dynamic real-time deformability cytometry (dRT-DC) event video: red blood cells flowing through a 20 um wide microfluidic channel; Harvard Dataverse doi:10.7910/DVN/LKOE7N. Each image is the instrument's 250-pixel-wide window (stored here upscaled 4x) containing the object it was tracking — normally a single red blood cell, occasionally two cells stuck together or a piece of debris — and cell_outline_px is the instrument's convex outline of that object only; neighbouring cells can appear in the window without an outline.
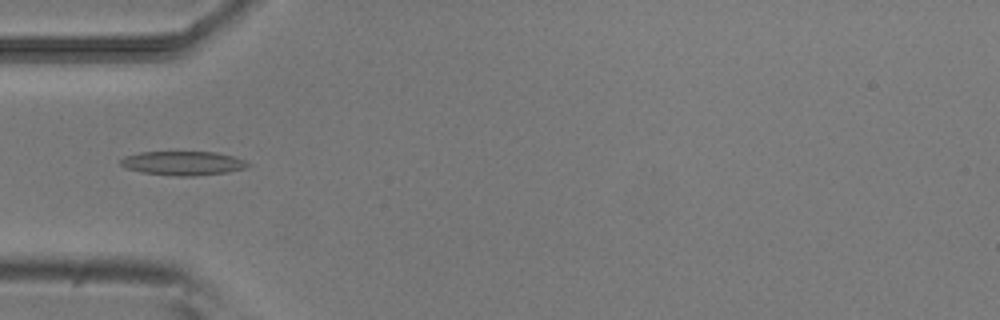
{"species": "common noctule bat (a hibernating species)", "species_latin": "Nyctalus noctula", "temperature_condition": "room temperature", "stored_images_in_passage": 40, "camera_frame_rate_fps": 3000, "um_per_image_px": 0.085, "animal": {"sex": "male", "body_mass_g": 20.5, "forearm_length_mm": 52.5}, "frame": {"image": 1, "passage_image": 4, "time_ms": 1.0, "image_size_px": [1000, 320], "cell_outline_px": [[252, 164], [244, 168], [228, 172], [196, 176], [172, 176], [140, 172], [128, 168], [120, 164], [120, 160], [124, 156], [140, 152], [216, 152], [232, 156], [244, 160]], "centroid_in_image_um": [15.55, 13.88], "position_along_channel_um": 69.4, "area_um2": 17.86}}
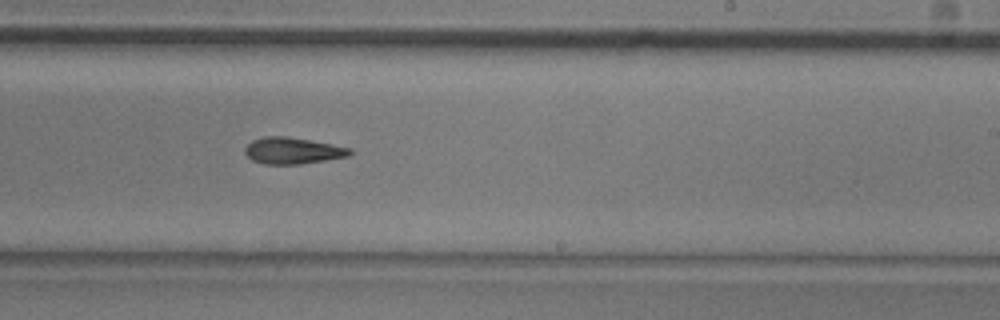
{"frame": {"image": 2, "passage_image": 19, "time_ms": 6.0, "image_size_px": [1000, 320], "cell_outline_px": [[356, 152], [348, 156], [300, 164], [264, 164], [252, 160], [244, 152], [244, 148], [252, 140], [264, 136], [288, 136], [332, 144], [352, 148]], "centroid_in_image_um": [24.89, 12.8], "position_along_channel_um": 264.1, "area_um2": 16.3}}
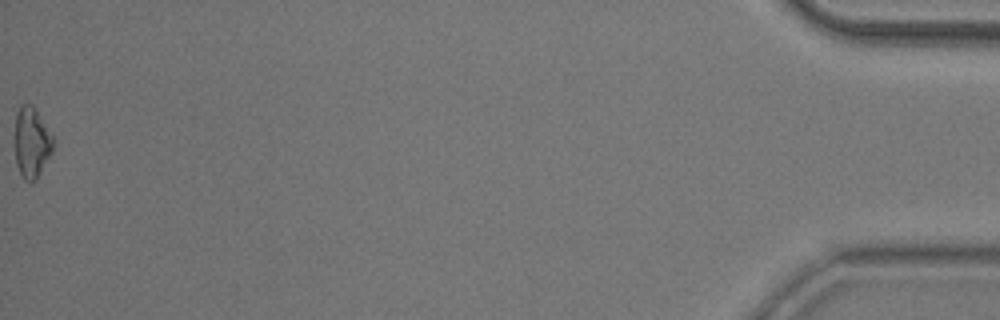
{"frame": {"image": 3, "passage_image": 40, "time_ms": 13.0, "image_size_px": [1000, 320], "cell_outline_px": [[56, 140], [52, 152], [36, 180], [24, 180], [16, 164], [12, 144], [12, 140], [16, 112], [20, 104], [32, 104], [36, 108]], "centroid_in_image_um": [2.66, 12.05], "position_along_channel_um": 432.5, "area_um2": 16.65}, "authors_computed_cell_mechanics": {"area_um2": 16.0973, "velocity_mm_per_s": 3.8704, "shape_relaxation_time_tau1_ms": null, "shape_relaxation_time_tau2_ms": 7.4622, "deformation_change_tau1": null, "deformation_change_tau2": 0.179}}